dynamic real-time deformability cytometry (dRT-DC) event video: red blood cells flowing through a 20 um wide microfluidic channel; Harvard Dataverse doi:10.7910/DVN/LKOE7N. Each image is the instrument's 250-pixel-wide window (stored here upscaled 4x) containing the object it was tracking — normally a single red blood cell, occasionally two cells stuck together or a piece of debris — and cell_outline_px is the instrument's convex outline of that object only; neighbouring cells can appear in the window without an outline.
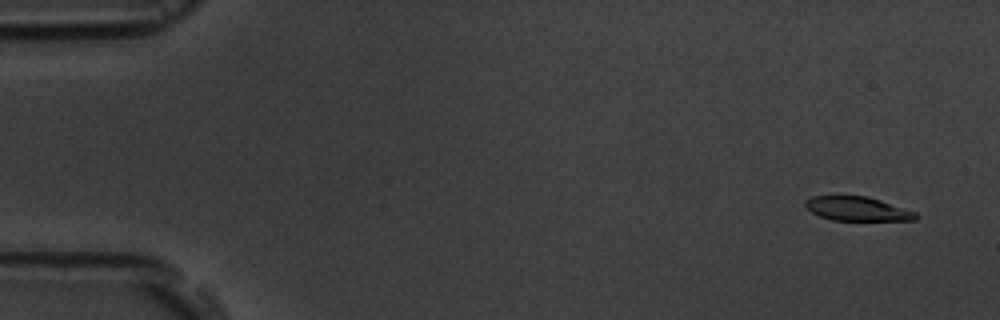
{"species": "common noctule bat (a hibernating species)", "species_latin": "Nyctalus noctula", "temperature_condition": "room temperature", "stored_images_in_passage": 5, "camera_frame_rate_fps": 3000, "um_per_image_px": 0.085, "animal": {"sex": "male", "body_mass_g": 19.5, "forearm_length_mm": 54.6}, "frame": {"image": 1, "passage_image": 1, "time_ms": 0.0, "image_size_px": [1000, 320], "cell_outline_px": [[920, 216], [916, 220], [832, 220], [820, 216], [812, 212], [804, 204], [804, 200], [812, 196], [868, 196], [916, 212]], "centroid_in_image_um": [72.88, 17.74], "position_along_channel_um": 12.1, "area_um2": 15.43}}
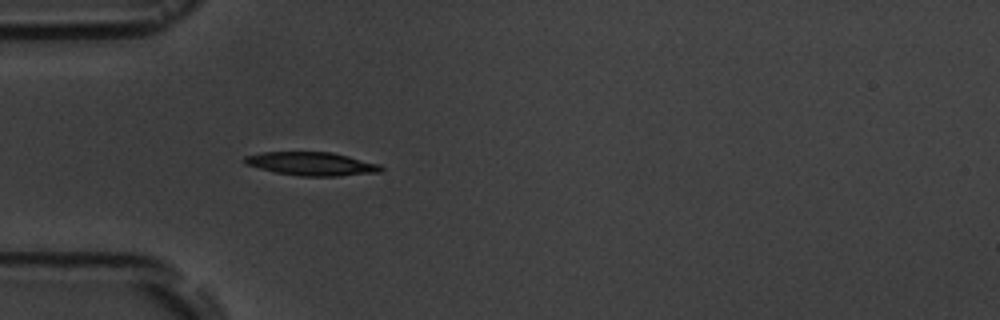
{"frame": {"image": 2, "passage_image": 5, "time_ms": 4.667, "image_size_px": [1000, 320], "cell_outline_px": [[384, 168], [380, 172], [336, 176], [300, 176], [276, 172], [244, 164], [240, 160], [244, 156], [264, 152], [332, 152], [380, 164]], "centroid_in_image_um": [26.46, 13.92], "position_along_channel_um": 58.5, "area_um2": 18.61}}